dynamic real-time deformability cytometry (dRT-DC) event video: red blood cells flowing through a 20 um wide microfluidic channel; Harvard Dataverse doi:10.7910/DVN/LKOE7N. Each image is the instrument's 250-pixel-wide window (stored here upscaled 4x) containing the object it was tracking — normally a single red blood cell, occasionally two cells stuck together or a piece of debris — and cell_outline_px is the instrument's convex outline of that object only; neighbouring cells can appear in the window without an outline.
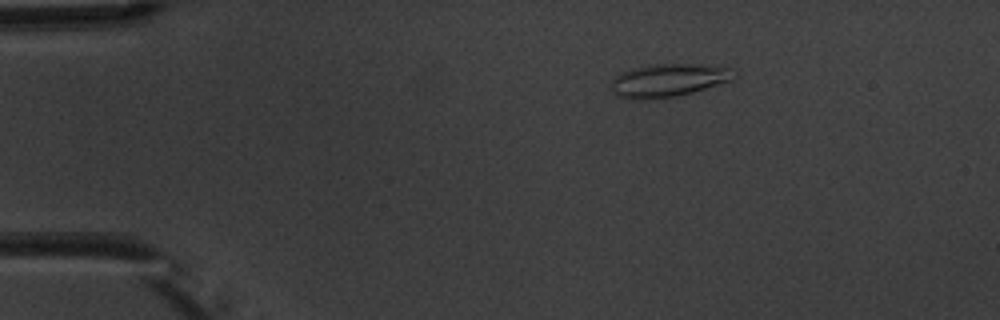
{"species": "common noctule bat (a hibernating species)", "species_latin": "Nyctalus noctula", "temperature_condition": "warm", "stored_images_in_passage": 2, "camera_frame_rate_fps": 3000, "um_per_image_px": 0.085, "animal": {"sex": "male", "body_mass_g": 20.1, "forearm_length_mm": 53.5}, "frame": {"image": 1, "passage_image": 1, "time_ms": 0.0, "image_size_px": [1000, 320], "cell_outline_px": [[732, 80], [692, 92], [676, 96], [632, 100], [616, 96], [612, 92], [612, 80], [620, 72], [632, 68], [652, 64], [688, 64], [728, 68]], "centroid_in_image_um": [56.67, 6.84], "position_along_channel_um": 28.3, "area_um2": 23.06}}